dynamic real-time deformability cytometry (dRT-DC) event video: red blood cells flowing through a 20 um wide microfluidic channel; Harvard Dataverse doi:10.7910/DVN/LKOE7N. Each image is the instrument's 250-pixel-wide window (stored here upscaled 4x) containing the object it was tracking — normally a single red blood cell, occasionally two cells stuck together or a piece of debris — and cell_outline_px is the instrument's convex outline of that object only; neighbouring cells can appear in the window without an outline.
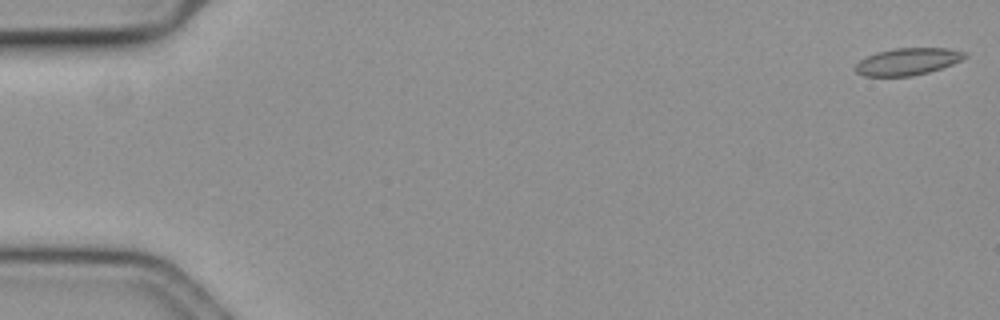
{"species": "common noctule bat (a hibernating species)", "species_latin": "Nyctalus noctula", "temperature_condition": "cold", "stored_images_in_passage": 5, "camera_frame_rate_fps": 3000, "um_per_image_px": 0.085, "animal": {"sex": "female", "body_mass_g": 19.3, "forearm_length_mm": 54.1}, "frame": {"image": 1, "passage_image": 1, "time_ms": 0.0, "image_size_px": [1000, 320], "cell_outline_px": [[968, 56], [952, 64], [928, 72], [912, 76], [864, 76], [856, 72], [852, 68], [860, 60], [876, 52], [892, 48], [948, 48], [968, 52]], "centroid_in_image_um": [77.14, 5.22], "position_along_channel_um": 7.9, "area_um2": 17.34}}